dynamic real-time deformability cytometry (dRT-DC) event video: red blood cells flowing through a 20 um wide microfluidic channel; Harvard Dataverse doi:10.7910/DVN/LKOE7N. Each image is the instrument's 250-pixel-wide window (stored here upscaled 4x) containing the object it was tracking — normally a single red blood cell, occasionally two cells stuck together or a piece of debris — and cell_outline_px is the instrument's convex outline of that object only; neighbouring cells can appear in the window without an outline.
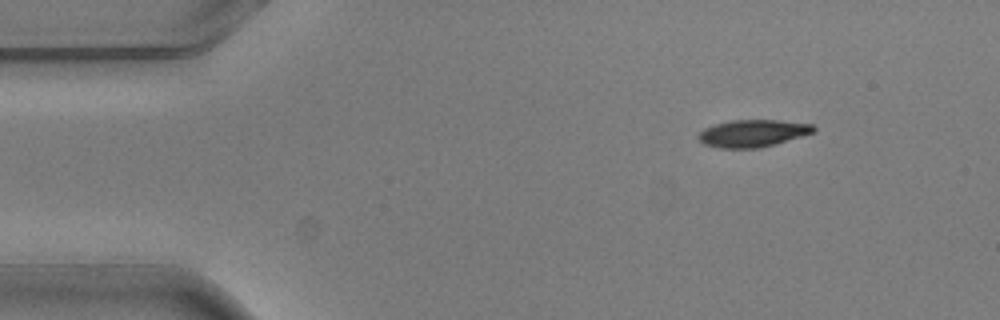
{"species": "common noctule bat (a hibernating species)", "species_latin": "Nyctalus noctula", "temperature_condition": "warm", "stored_images_in_passage": 13, "camera_frame_rate_fps": 3000, "um_per_image_px": 0.085, "animal": {"sex": "male", "body_mass_g": 20.5, "forearm_length_mm": 52.5}, "frame": {"image": 1, "passage_image": 1, "time_ms": 0.0, "image_size_px": [1000, 320], "cell_outline_px": [[816, 132], [776, 144], [760, 148], [720, 148], [704, 144], [696, 136], [704, 128], [716, 124], [732, 120], [780, 120], [812, 124], [816, 128]], "centroid_in_image_um": [64.01, 11.33], "position_along_channel_um": 21.0, "area_um2": 18.38}}
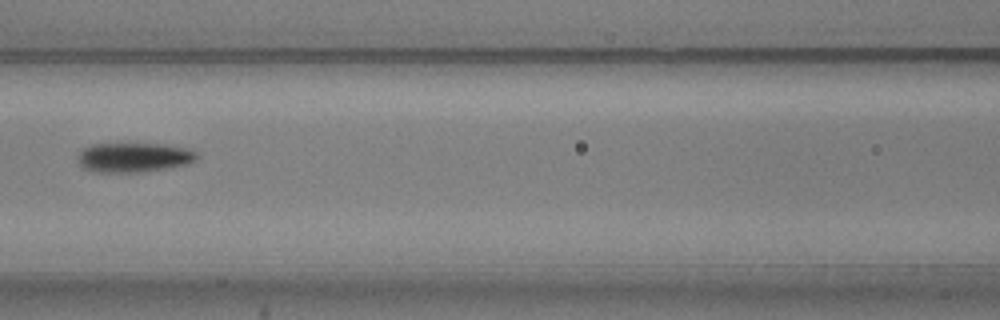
{"frame": {"image": 2, "passage_image": 5, "time_ms": 1.333, "image_size_px": [1000, 320], "cell_outline_px": [[200, 156], [196, 160], [188, 164], [164, 168], [136, 172], [96, 172], [84, 168], [80, 164], [76, 156], [80, 148], [92, 144], [164, 144], [188, 148], [196, 152]], "centroid_in_image_um": [11.35, 13.36], "position_along_channel_um": 155.2, "area_um2": 20.58}}
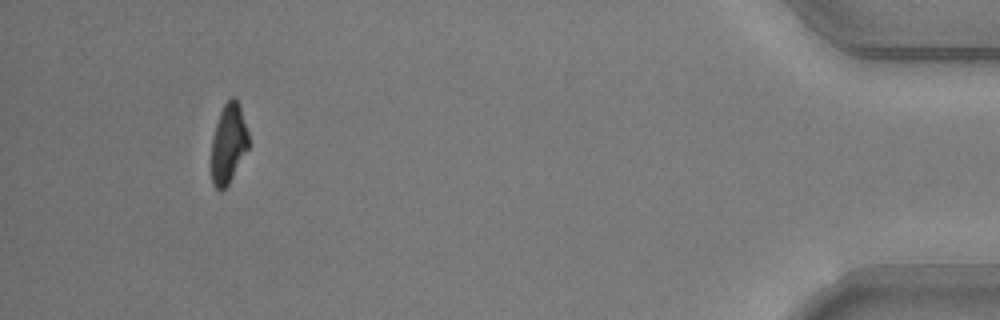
{"frame": {"image": 3, "passage_image": 12, "time_ms": 3.667, "image_size_px": [1000, 320], "cell_outline_px": [[248, 148], [228, 184], [220, 192], [212, 184], [212, 140], [216, 124], [220, 112], [224, 104], [232, 96], [236, 96], [248, 132]], "centroid_in_image_um": [19.41, 12.19], "position_along_channel_um": 415.8, "area_um2": 16.94}}